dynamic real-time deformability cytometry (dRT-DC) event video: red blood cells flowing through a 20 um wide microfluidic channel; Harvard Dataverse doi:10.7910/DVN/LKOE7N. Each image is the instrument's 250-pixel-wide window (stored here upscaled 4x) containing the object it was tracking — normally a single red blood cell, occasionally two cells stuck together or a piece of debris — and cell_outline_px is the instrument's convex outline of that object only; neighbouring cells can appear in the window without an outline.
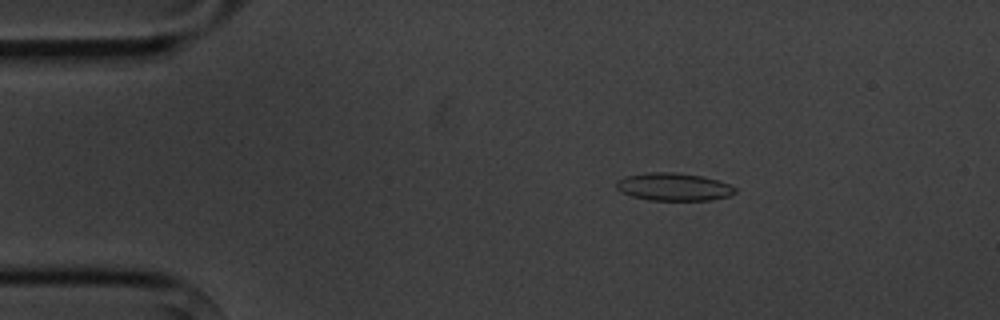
{"species": "common noctule bat (a hibernating species)", "species_latin": "Nyctalus noctula", "temperature_condition": "cold", "stored_images_in_passage": 5, "camera_frame_rate_fps": 3000, "um_per_image_px": 0.085, "animal": {"sex": "male", "body_mass_g": 20.1, "forearm_length_mm": 53.5}, "frame": {"image": 1, "passage_image": 2, "time_ms": 2.0, "image_size_px": [1000, 320], "cell_outline_px": [[736, 192], [728, 196], [708, 200], [648, 200], [632, 196], [620, 192], [616, 188], [616, 180], [624, 176], [648, 172], [676, 172], [704, 176], [728, 184], [736, 188]], "centroid_in_image_um": [57.21, 15.87], "position_along_channel_um": 27.8, "area_um2": 19.31}}
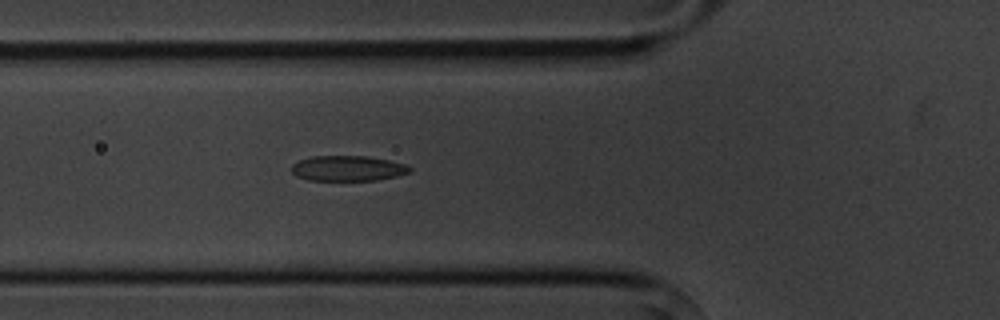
{"frame": {"image": 2, "passage_image": 5, "time_ms": 5.333, "image_size_px": [1000, 320], "cell_outline_px": [[412, 172], [396, 176], [376, 180], [308, 180], [296, 176], [292, 172], [292, 164], [300, 160], [312, 156], [368, 156], [388, 160], [404, 164], [412, 168]], "centroid_in_image_um": [29.57, 14.31], "position_along_channel_um": 96.2, "area_um2": 17.4}}